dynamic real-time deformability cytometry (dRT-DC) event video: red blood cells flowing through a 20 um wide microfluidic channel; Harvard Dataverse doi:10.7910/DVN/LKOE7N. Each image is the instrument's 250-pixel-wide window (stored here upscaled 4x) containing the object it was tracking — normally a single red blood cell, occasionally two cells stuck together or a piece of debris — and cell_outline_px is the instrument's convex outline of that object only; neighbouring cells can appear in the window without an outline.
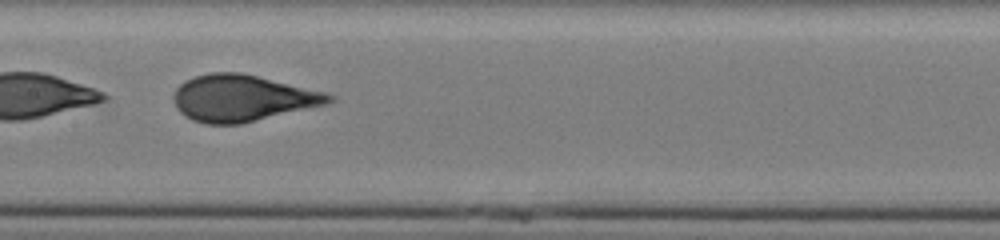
{"species": "human", "species_latin": "Homo sapiens", "temperature_condition": "cold", "stored_images_in_passage": 51, "camera_frame_rate_fps": 3000, "um_per_image_px": 0.085, "donor": {"sex": "male"}, "frame": {"image": 1, "passage_image": 27, "time_ms": 8.667, "image_size_px": [1000, 240], "cell_outline_px": [[336, 100], [324, 104], [240, 124], [204, 124], [192, 120], [184, 116], [176, 108], [172, 100], [172, 96], [176, 88], [184, 80], [196, 76], [212, 72], [240, 72], [328, 92], [336, 96]], "centroid_in_image_um": [20.57, 8.33], "position_along_channel_um": 186.8, "area_um2": 42.19}}
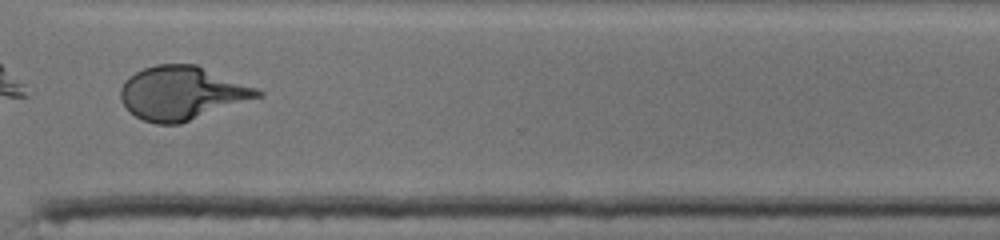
{"frame": {"image": 2, "passage_image": 40, "time_ms": 13.0, "image_size_px": [1000, 240], "cell_outline_px": [[264, 96], [180, 124], [156, 124], [144, 120], [128, 112], [120, 100], [120, 88], [124, 80], [128, 76], [144, 68], [156, 64], [196, 64], [260, 88], [264, 92]], "centroid_in_image_um": [15.49, 7.91], "position_along_channel_um": 355.1, "area_um2": 43.41}, "authors_computed_cell_mechanics": {"area_um2": 43.35, "velocity_mm_per_s": 3.8812, "shape_relaxation_time_tau1_ms": 6.0431, "shape_relaxation_time_tau2_ms": null, "deformation_change_tau1": 0.2149, "deformation_change_tau2": null}}